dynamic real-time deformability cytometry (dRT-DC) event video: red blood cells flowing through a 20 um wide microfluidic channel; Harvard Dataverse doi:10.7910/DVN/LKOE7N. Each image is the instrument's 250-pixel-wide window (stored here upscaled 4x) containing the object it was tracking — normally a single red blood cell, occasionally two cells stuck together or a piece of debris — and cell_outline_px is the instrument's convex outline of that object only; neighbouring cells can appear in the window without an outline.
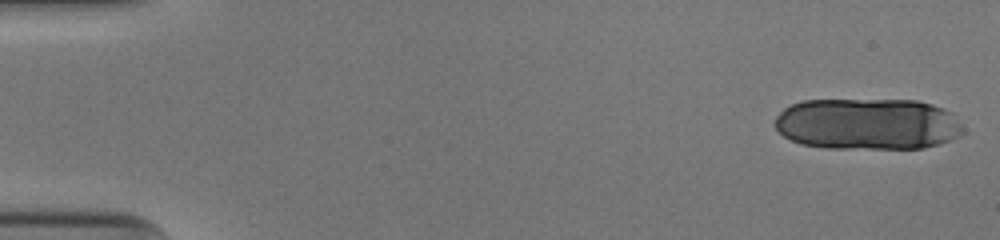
{"species": "human", "species_latin": "Homo sapiens", "temperature_condition": "cold", "stored_images_in_passage": 16, "camera_frame_rate_fps": 3000, "um_per_image_px": 0.085, "donor": {"sex": "male"}, "frame": {"image": 1, "passage_image": 1, "time_ms": 0.0, "image_size_px": [1000, 240], "cell_outline_px": [[964, 132], [960, 136], [924, 148], [828, 148], [800, 144], [784, 136], [772, 124], [776, 116], [784, 108], [800, 100], [916, 100], [932, 104], [944, 108], [952, 112], [960, 124]], "centroid_in_image_um": [73.72, 10.53], "position_along_channel_um": 11.3, "area_um2": 56.82}}